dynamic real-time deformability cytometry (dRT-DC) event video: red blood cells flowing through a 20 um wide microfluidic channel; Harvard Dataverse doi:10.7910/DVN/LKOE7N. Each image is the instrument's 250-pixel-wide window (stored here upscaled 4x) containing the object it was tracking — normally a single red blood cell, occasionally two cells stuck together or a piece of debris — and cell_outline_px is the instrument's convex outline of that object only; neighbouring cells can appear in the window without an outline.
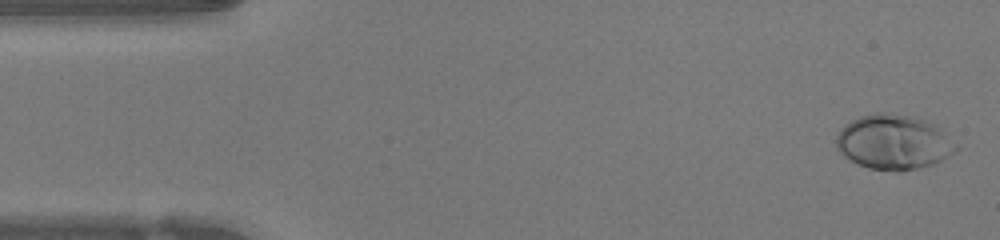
{"species": "human", "species_latin": "Homo sapiens", "temperature_condition": "warm", "stored_images_in_passage": 46, "camera_frame_rate_fps": 3000, "um_per_image_px": 0.085, "donor": {"sex": "female"}, "frame": {"image": 1, "passage_image": 1, "time_ms": 0.0, "image_size_px": [1000, 240], "cell_outline_px": [[960, 148], [956, 152], [932, 164], [920, 168], [900, 172], [896, 172], [868, 168], [844, 156], [836, 148], [836, 136], [840, 128], [844, 124], [860, 116], [876, 112], [888, 112], [916, 116], [928, 120], [936, 124]], "centroid_in_image_um": [75.97, 12.06], "position_along_channel_um": 9.0, "area_um2": 38.78}}
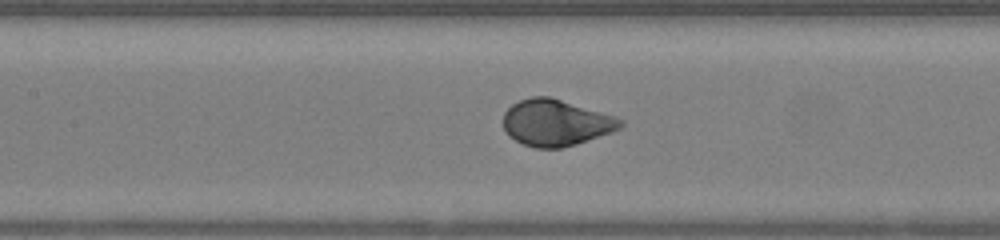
{"frame": {"image": 2, "passage_image": 20, "time_ms": 6.333, "image_size_px": [1000, 240], "cell_outline_px": [[624, 124], [620, 128], [612, 132], [576, 144], [560, 148], [536, 148], [524, 144], [508, 136], [504, 132], [504, 112], [512, 104], [520, 100], [532, 96], [548, 96], [616, 116], [624, 120]], "centroid_in_image_um": [47.25, 10.43], "position_along_channel_um": 160.2, "area_um2": 31.67}}
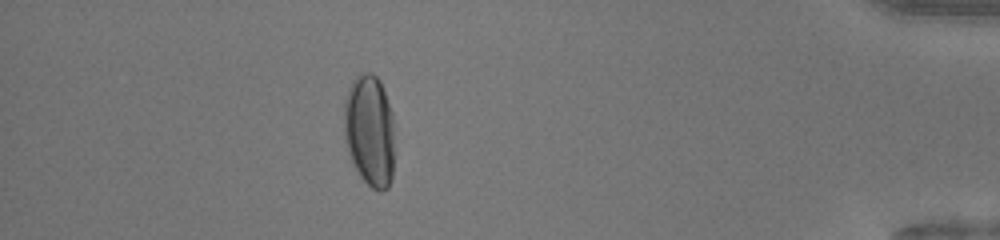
{"frame": {"image": 3, "passage_image": 41, "time_ms": 13.333, "image_size_px": [1000, 240], "cell_outline_px": [[392, 176], [388, 188], [384, 192], [380, 192], [372, 188], [360, 176], [348, 152], [344, 136], [344, 100], [348, 88], [352, 80], [356, 76], [364, 72], [372, 72], [380, 80], [392, 112]], "centroid_in_image_um": [31.39, 11.07], "position_along_channel_um": 403.8, "area_um2": 32.89}, "authors_computed_cell_mechanics": {"area_um2": 32.8882, "velocity_mm_per_s": 4.2572, "shape_relaxation_time_tau1_ms": 2.1849, "shape_relaxation_time_tau2_ms": null, "deformation_change_tau1": 0.1783, "deformation_change_tau2": null}}